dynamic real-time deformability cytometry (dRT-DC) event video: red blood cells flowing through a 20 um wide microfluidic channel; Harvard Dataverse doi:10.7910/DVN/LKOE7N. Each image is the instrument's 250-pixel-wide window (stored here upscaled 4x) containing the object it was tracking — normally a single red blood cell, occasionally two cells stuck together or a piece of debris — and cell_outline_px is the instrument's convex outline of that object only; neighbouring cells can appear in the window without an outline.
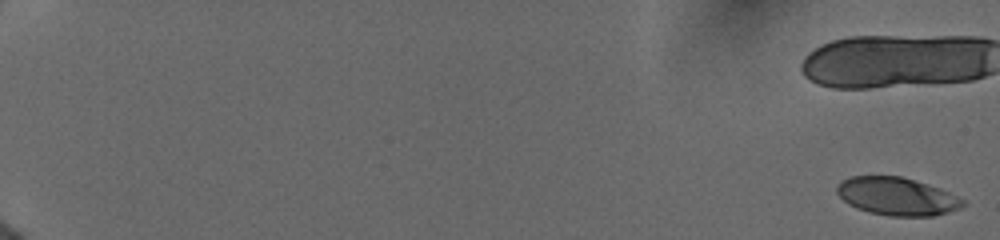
{"species": "human", "species_latin": "Homo sapiens", "temperature_condition": "cold", "stored_images_in_passage": 27, "camera_frame_rate_fps": 3000, "um_per_image_px": 0.085, "donor": {"sex": "female"}, "frame": {"image": 1, "passage_image": 1, "time_ms": 0.0, "image_size_px": [1000, 240], "cell_outline_px": [[964, 204], [960, 208], [948, 212], [932, 216], [888, 216], [868, 212], [856, 208], [848, 204], [836, 192], [836, 184], [840, 180], [852, 176], [900, 176], [928, 184], [940, 188], [964, 200]], "centroid_in_image_um": [76.19, 16.69], "position_along_channel_um": 8.8, "area_um2": 27.86}}
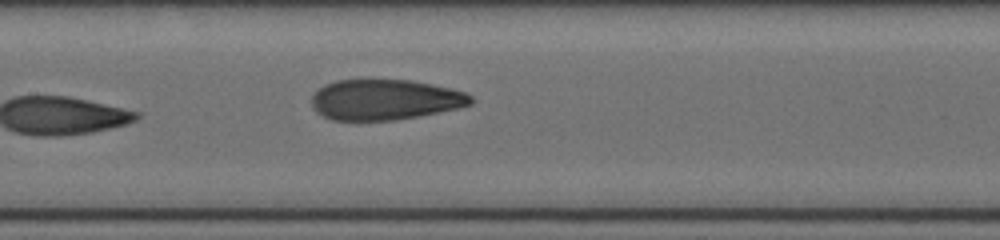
{"frame": {"image": 2, "passage_image": 27, "time_ms": 10.667, "image_size_px": [1000, 240], "cell_outline_px": [[472, 104], [456, 108], [396, 120], [332, 120], [316, 112], [312, 108], [312, 96], [324, 84], [336, 80], [360, 76], [368, 76], [412, 80], [452, 88], [464, 92], [472, 96]], "centroid_in_image_um": [32.66, 8.41], "position_along_channel_um": 174.7, "area_um2": 38.61}}